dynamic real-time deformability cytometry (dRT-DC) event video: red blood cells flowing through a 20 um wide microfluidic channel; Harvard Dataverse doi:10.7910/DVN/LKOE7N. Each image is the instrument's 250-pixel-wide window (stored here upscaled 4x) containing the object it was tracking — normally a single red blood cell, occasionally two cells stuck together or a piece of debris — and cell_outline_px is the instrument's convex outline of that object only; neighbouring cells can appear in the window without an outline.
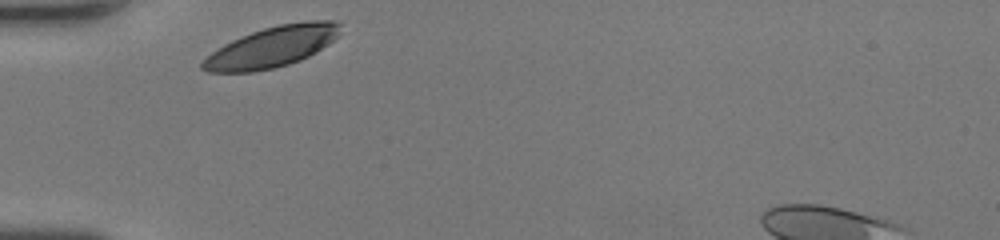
{"species": "human", "species_latin": "Homo sapiens", "temperature_condition": "room temperature", "stored_images_in_passage": 25, "camera_frame_rate_fps": 3000, "um_per_image_px": 0.085, "donor": {"sex": "female"}, "frame": {"image": 1, "passage_image": 1, "time_ms": 0.0, "image_size_px": [1000, 240], "cell_outline_px": [[340, 36], [316, 52], [300, 60], [288, 64], [272, 68], [252, 72], [208, 72], [200, 68], [200, 64], [212, 52], [224, 44], [232, 40], [252, 32], [264, 28], [280, 24], [308, 20], [336, 20], [340, 24]], "centroid_in_image_um": [23.16, 3.97], "position_along_channel_um": 61.8, "area_um2": 32.6}}
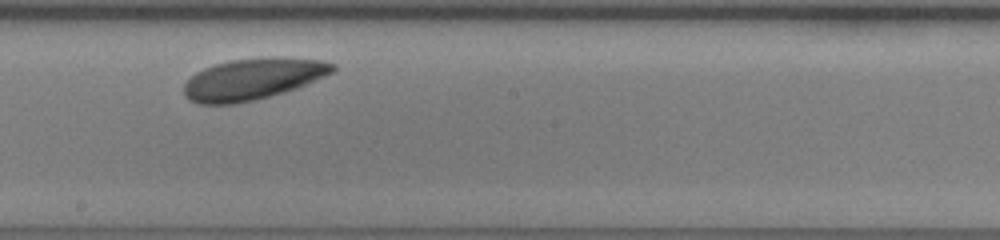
{"frame": {"image": 2, "passage_image": 14, "time_ms": 4.333, "image_size_px": [1000, 240], "cell_outline_px": [[336, 68], [332, 72], [316, 80], [296, 88], [284, 92], [252, 100], [232, 104], [200, 104], [188, 100], [184, 96], [184, 84], [196, 72], [204, 68], [216, 64], [232, 60], [272, 56], [276, 56], [324, 60], [336, 64]], "centroid_in_image_um": [21.5, 6.7], "position_along_channel_um": 226.7, "area_um2": 35.84}}
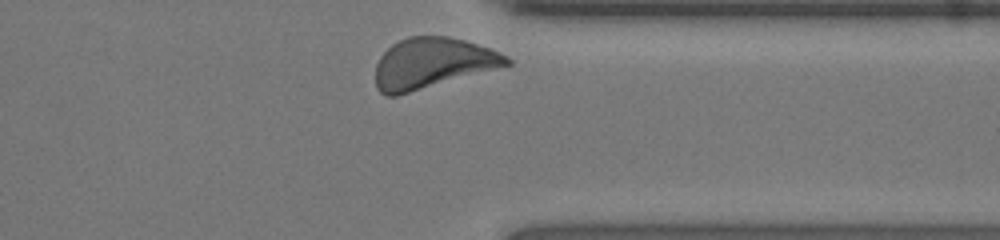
{"frame": {"image": 3, "passage_image": 25, "time_ms": 8.0, "image_size_px": [1000, 240], "cell_outline_px": [[512, 64], [396, 96], [384, 96], [376, 88], [376, 64], [380, 56], [392, 44], [408, 36], [448, 36], [464, 40], [488, 48], [508, 56], [512, 60]], "centroid_in_image_um": [36.72, 5.37], "position_along_channel_um": 374.7, "area_um2": 38.38}}